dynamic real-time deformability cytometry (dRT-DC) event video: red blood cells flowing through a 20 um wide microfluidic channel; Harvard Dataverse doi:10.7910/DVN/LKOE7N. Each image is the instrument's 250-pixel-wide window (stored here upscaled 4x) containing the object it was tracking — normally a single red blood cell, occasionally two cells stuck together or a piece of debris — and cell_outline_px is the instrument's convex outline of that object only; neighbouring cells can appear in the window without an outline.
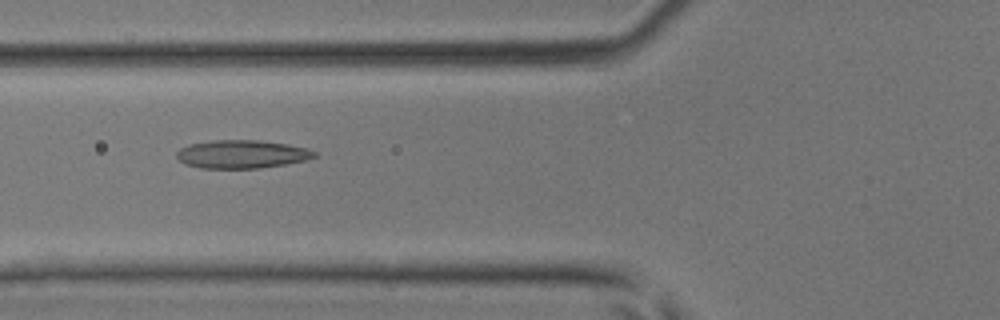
{"species": "common noctule bat (a hibernating species)", "species_latin": "Nyctalus noctula", "temperature_condition": "room temperature", "stored_images_in_passage": 44, "camera_frame_rate_fps": 3000, "um_per_image_px": 0.085, "animal": {"sex": "male", "body_mass_g": 17.9, "forearm_length_mm": 54.2}, "frame": {"image": 1, "passage_image": 17, "time_ms": 5.333, "image_size_px": [1000, 320], "cell_outline_px": [[320, 156], [308, 160], [260, 168], [200, 168], [184, 164], [176, 156], [176, 152], [180, 148], [188, 144], [212, 140], [256, 140], [288, 144], [308, 148], [316, 152]], "centroid_in_image_um": [20.57, 13.1], "position_along_channel_um": 105.2, "area_um2": 22.89}}
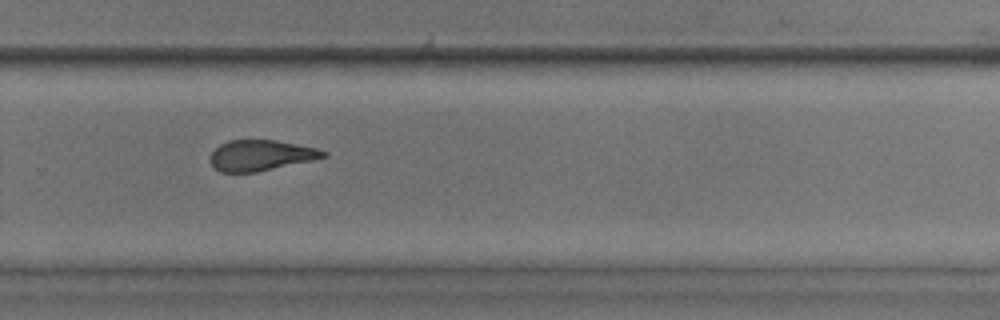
{"frame": {"image": 2, "passage_image": 30, "time_ms": 9.667, "image_size_px": [1000, 320], "cell_outline_px": [[328, 156], [312, 160], [256, 172], [220, 172], [208, 160], [208, 156], [220, 144], [228, 140], [276, 140], [316, 148], [328, 152]], "centroid_in_image_um": [22.14, 13.2], "position_along_channel_um": 307.7, "area_um2": 20.17}}
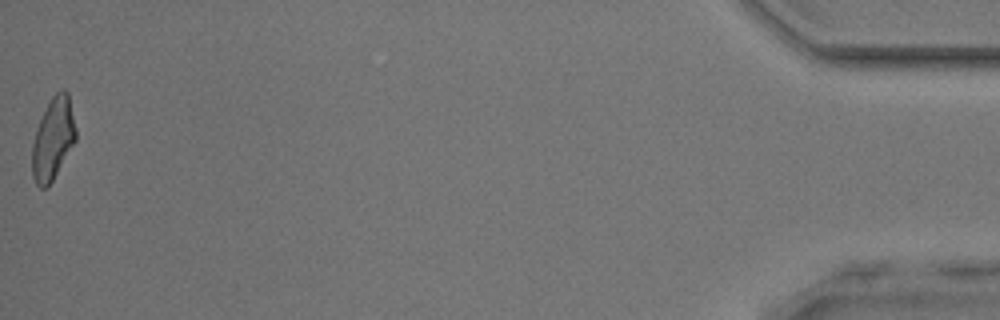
{"frame": {"image": 3, "passage_image": 44, "time_ms": 14.333, "image_size_px": [1000, 320], "cell_outline_px": [[76, 140], [48, 188], [40, 188], [36, 184], [32, 176], [32, 144], [40, 120], [52, 96], [56, 92], [64, 88], [68, 92], [76, 128]], "centroid_in_image_um": [4.51, 11.82], "position_along_channel_um": 430.7, "area_um2": 20.75}}